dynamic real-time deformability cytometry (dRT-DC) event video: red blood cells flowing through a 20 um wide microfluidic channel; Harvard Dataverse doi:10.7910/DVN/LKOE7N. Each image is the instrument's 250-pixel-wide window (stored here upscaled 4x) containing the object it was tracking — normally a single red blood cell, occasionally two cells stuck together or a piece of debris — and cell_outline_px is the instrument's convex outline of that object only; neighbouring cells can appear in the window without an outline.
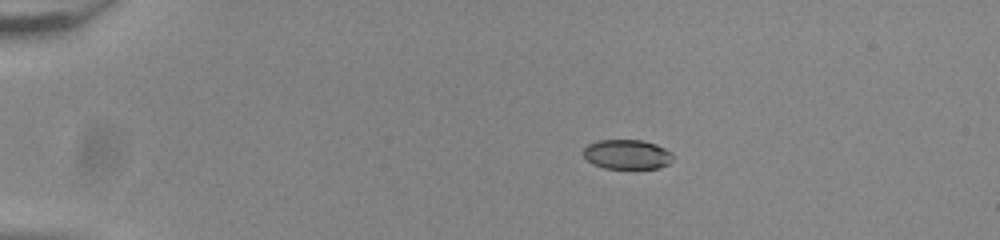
{"species": "common noctule bat (a hibernating species)", "species_latin": "Nyctalus noctula", "temperature_condition": "room temperature", "stored_images_in_passage": 44, "camera_frame_rate_fps": 3000, "um_per_image_px": 0.085, "animal": {"sex": "male", "body_mass_g": 20.0, "forearm_length_mm": 53.3}, "frame": {"image": 1, "passage_image": 1, "time_ms": 0.0, "image_size_px": [1000, 240], "cell_outline_px": [[672, 160], [668, 164], [660, 168], [604, 168], [592, 164], [584, 156], [584, 148], [588, 144], [600, 140], [640, 140], [656, 144], [672, 152]], "centroid_in_image_um": [53.31, 13.12], "position_along_channel_um": 31.7, "area_um2": 15.37}}
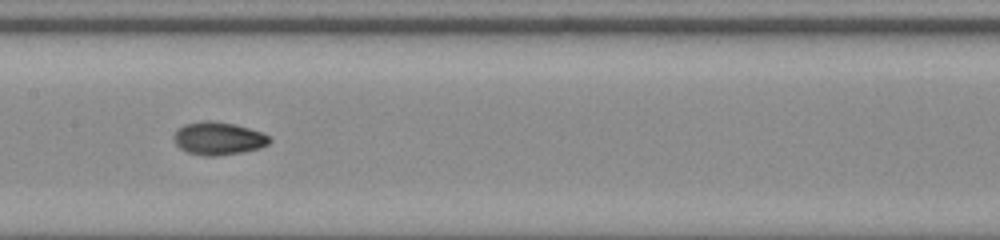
{"frame": {"image": 2, "passage_image": 19, "time_ms": 6.0, "image_size_px": [1000, 240], "cell_outline_px": [[272, 140], [268, 144], [260, 148], [244, 152], [216, 156], [204, 156], [188, 152], [180, 148], [176, 144], [176, 132], [184, 124], [200, 120], [212, 120], [232, 124], [264, 132]], "centroid_in_image_um": [18.6, 11.77], "position_along_channel_um": 188.8, "area_um2": 18.26}}
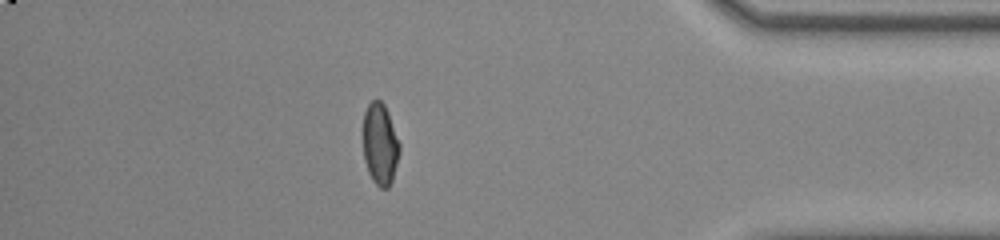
{"frame": {"image": 3, "passage_image": 38, "time_ms": 12.333, "image_size_px": [1000, 240], "cell_outline_px": [[400, 152], [392, 180], [388, 188], [380, 188], [372, 180], [368, 172], [364, 160], [364, 112], [368, 104], [372, 100], [380, 100], [384, 104], [388, 112], [400, 144]], "centroid_in_image_um": [32.31, 12.26], "position_along_channel_um": 402.9, "area_um2": 17.28}, "authors_computed_cell_mechanics": {"area_um2": 17.5712, "velocity_mm_per_s": 3.867, "shape_relaxation_time_tau1_ms": 5.117, "shape_relaxation_time_tau2_ms": null, "deformation_change_tau1": 0.1772, "deformation_change_tau2": null}}